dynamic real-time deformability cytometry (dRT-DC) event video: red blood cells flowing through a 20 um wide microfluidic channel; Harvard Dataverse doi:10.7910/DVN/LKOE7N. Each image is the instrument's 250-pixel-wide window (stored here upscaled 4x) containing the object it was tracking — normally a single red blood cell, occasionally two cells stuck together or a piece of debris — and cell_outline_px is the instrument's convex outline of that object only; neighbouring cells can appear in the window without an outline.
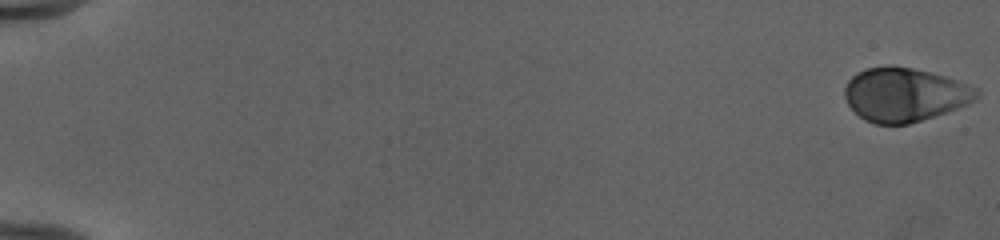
{"species": "human", "species_latin": "Homo sapiens", "temperature_condition": "cold", "stored_images_in_passage": 53, "camera_frame_rate_fps": 3000, "um_per_image_px": 0.085, "donor": {"sex": "female"}, "frame": {"image": 1, "passage_image": 1, "time_ms": 0.0, "image_size_px": [1000, 240], "cell_outline_px": [[980, 92], [968, 104], [908, 124], [876, 124], [864, 120], [848, 104], [844, 96], [844, 88], [848, 80], [856, 72], [864, 68], [888, 64], [892, 64], [912, 68], [944, 76], [980, 88]], "centroid_in_image_um": [76.85, 8.01], "position_along_channel_um": 8.2, "area_um2": 41.33}}
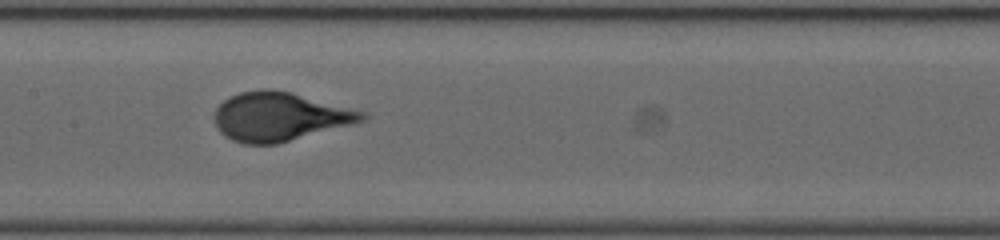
{"frame": {"image": 2, "passage_image": 29, "time_ms": 9.333, "image_size_px": [1000, 240], "cell_outline_px": [[368, 116], [364, 120], [352, 124], [276, 144], [244, 144], [232, 140], [224, 136], [220, 132], [216, 124], [216, 108], [224, 100], [240, 92], [260, 88], [272, 88], [292, 92], [364, 112]], "centroid_in_image_um": [23.74, 9.9], "position_along_channel_um": 183.7, "area_um2": 41.62}}
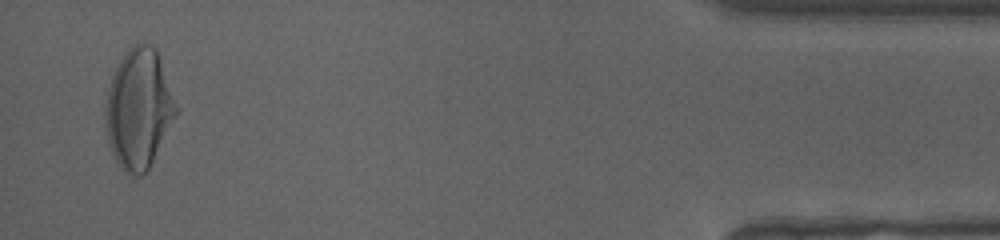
{"frame": {"image": 3, "passage_image": 52, "time_ms": 17.0, "image_size_px": [1000, 240], "cell_outline_px": [[180, 112], [148, 168], [140, 176], [136, 176], [124, 172], [120, 168], [112, 156], [104, 124], [104, 108], [108, 88], [112, 76], [120, 60], [128, 48], [132, 44], [140, 40], [156, 48], [180, 108]], "centroid_in_image_um": [11.81, 9.23], "position_along_channel_um": 423.4, "area_um2": 50.23}}